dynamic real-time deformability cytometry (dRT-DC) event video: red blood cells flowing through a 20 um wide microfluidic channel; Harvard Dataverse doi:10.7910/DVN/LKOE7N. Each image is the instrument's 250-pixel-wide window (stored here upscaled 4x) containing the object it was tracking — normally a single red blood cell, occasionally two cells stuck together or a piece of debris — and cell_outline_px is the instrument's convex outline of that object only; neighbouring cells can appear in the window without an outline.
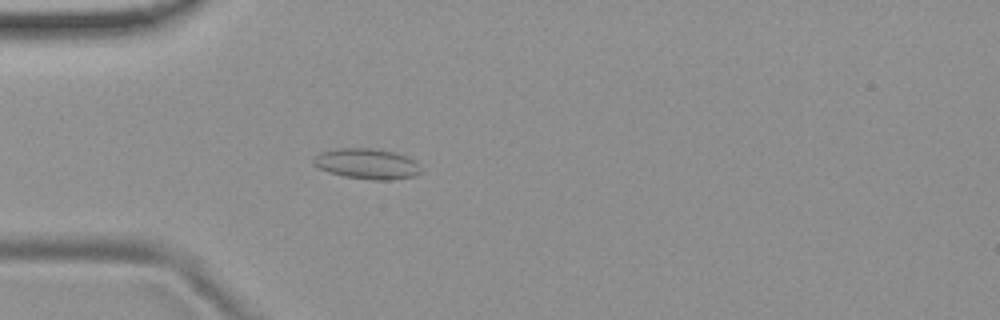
{"species": "common noctule bat (a hibernating species)", "species_latin": "Nyctalus noctula", "temperature_condition": "room temperature", "stored_images_in_passage": 44, "camera_frame_rate_fps": 3000, "um_per_image_px": 0.085, "animal": {"sex": "female", "body_mass_g": 19.9}, "frame": {"image": 1, "passage_image": 6, "time_ms": 1.667, "image_size_px": [1000, 320], "cell_outline_px": [[424, 172], [416, 176], [388, 180], [372, 180], [344, 176], [328, 172], [312, 164], [312, 160], [320, 152], [332, 148], [372, 148], [396, 152], [408, 156]], "centroid_in_image_um": [31.19, 13.92], "position_along_channel_um": 53.8, "area_um2": 19.31}}
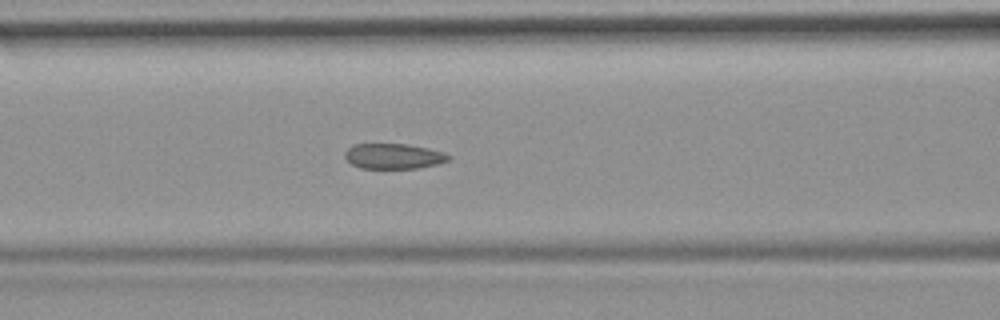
{"frame": {"image": 2, "passage_image": 13, "time_ms": 4.0, "image_size_px": [1000, 320], "cell_outline_px": [[452, 156], [448, 160], [436, 164], [416, 168], [360, 168], [352, 164], [344, 156], [344, 152], [352, 144], [408, 144], [428, 148], [444, 152]], "centroid_in_image_um": [33.44, 13.27], "position_along_channel_um": 133.2, "area_um2": 15.26}}
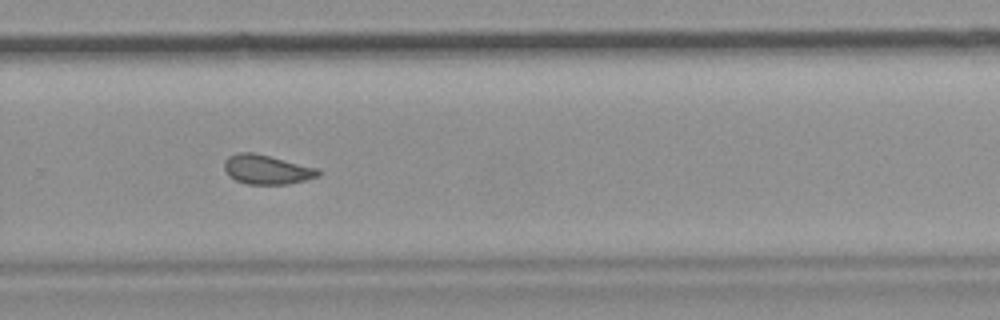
{"frame": {"image": 3, "passage_image": 27, "time_ms": 8.667, "image_size_px": [1000, 320], "cell_outline_px": [[320, 176], [288, 184], [248, 184], [236, 180], [228, 176], [224, 168], [224, 160], [228, 156], [236, 152], [252, 152], [320, 168]], "centroid_in_image_um": [22.67, 14.4], "position_along_channel_um": 307.1, "area_um2": 16.18}, "authors_computed_cell_mechanics": {"area_um2": 16.184, "velocity_mm_per_s": 3.7414, "shape_relaxation_time_tau1_ms": null, "shape_relaxation_time_tau2_ms": 1.1895, "deformation_change_tau1": null, "deformation_change_tau2": 0.0665}}